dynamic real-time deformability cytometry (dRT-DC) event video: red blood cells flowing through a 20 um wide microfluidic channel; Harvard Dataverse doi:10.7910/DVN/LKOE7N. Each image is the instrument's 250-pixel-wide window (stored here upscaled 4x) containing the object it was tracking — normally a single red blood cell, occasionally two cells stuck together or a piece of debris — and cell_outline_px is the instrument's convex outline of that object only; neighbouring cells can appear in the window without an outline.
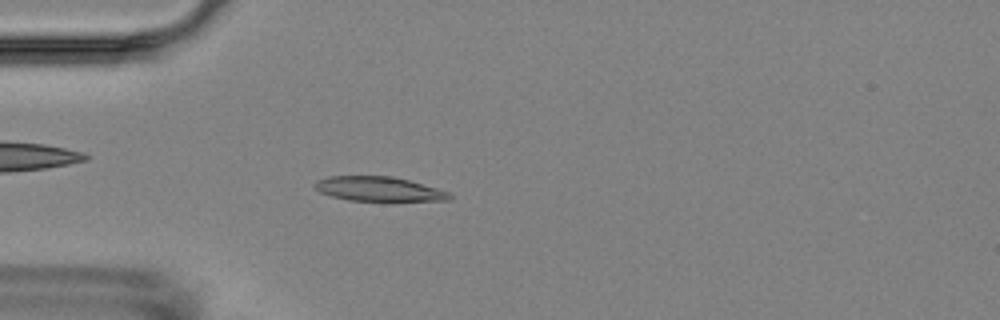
{"species": "Egyptian fruit bat (a non-hibernating species)", "species_latin": "Rousettus aegyptiacus", "temperature_condition": "room temperature", "stored_images_in_passage": 4, "camera_frame_rate_fps": 3000, "um_per_image_px": 0.085, "animal": {"sex": "female"}, "frame": {"image": 1, "passage_image": 4, "time_ms": 3.333, "image_size_px": [1000, 320], "cell_outline_px": [[452, 200], [392, 204], [348, 200], [332, 196], [320, 192], [312, 184], [316, 180], [328, 176], [392, 176], [408, 180], [436, 188], [448, 192], [452, 196]], "centroid_in_image_um": [32.26, 16.12], "position_along_channel_um": 52.7, "area_um2": 20.4}}